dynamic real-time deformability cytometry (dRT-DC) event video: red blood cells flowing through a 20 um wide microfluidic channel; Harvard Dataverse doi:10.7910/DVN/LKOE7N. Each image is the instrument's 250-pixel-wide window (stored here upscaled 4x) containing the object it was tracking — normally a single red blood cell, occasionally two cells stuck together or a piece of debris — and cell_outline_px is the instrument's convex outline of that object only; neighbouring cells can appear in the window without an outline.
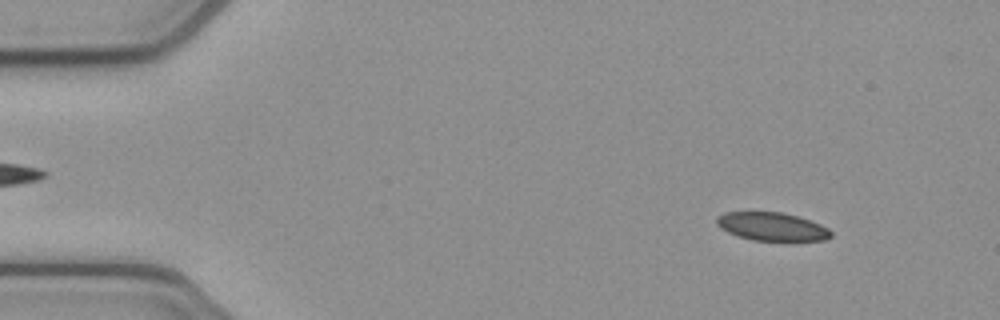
{"species": "common noctule bat (a hibernating species)", "species_latin": "Nyctalus noctula", "temperature_condition": "cold", "stored_images_in_passage": 52, "camera_frame_rate_fps": 3000, "um_per_image_px": 0.085, "animal": {"sex": "female", "body_mass_g": 21.9}, "frame": {"image": 1, "passage_image": 5, "time_ms": 1.333, "image_size_px": [1000, 320], "cell_outline_px": [[832, 236], [824, 240], [752, 240], [728, 232], [720, 228], [716, 224], [716, 216], [724, 212], [784, 212], [820, 224], [828, 228], [832, 232]], "centroid_in_image_um": [65.59, 19.25], "position_along_channel_um": 19.4, "area_um2": 18.67}}
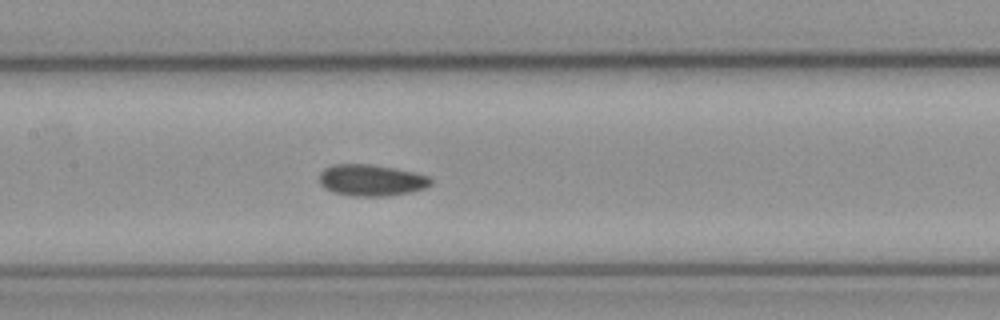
{"frame": {"image": 2, "passage_image": 24, "time_ms": 7.667, "image_size_px": [1000, 320], "cell_outline_px": [[432, 184], [424, 188], [412, 192], [388, 196], [352, 196], [332, 192], [324, 188], [320, 184], [320, 172], [324, 168], [332, 164], [372, 164], [396, 168], [428, 176], [432, 180]], "centroid_in_image_um": [31.54, 15.32], "position_along_channel_um": 175.9, "area_um2": 20.63}}
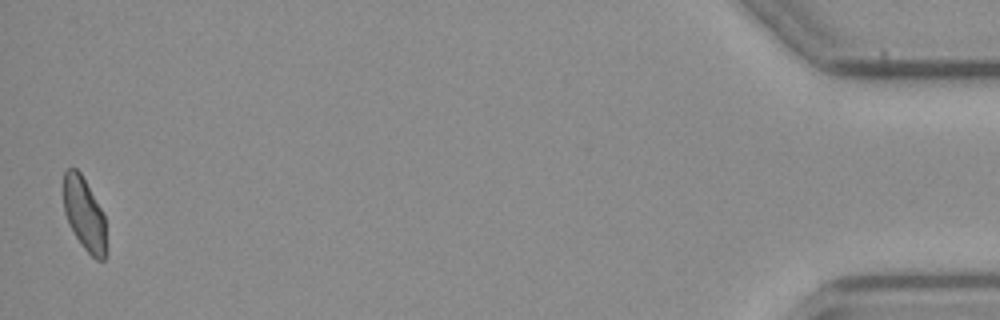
{"frame": {"image": 3, "passage_image": 51, "time_ms": 16.667, "image_size_px": [1000, 320], "cell_outline_px": [[104, 260], [96, 260], [84, 248], [76, 236], [64, 212], [64, 172], [68, 168], [76, 168], [80, 172], [100, 208], [104, 216]], "centroid_in_image_um": [7.14, 18.16], "position_along_channel_um": 428.1, "area_um2": 17.34}, "authors_computed_cell_mechanics": {"area_um2": 19.8832, "velocity_mm_per_s": 3.8861, "shape_relaxation_time_tau1_ms": 8.8527, "shape_relaxation_time_tau2_ms": 2.9661, "deformation_change_tau1": 0.1339, "deformation_change_tau2": 0.0742}}